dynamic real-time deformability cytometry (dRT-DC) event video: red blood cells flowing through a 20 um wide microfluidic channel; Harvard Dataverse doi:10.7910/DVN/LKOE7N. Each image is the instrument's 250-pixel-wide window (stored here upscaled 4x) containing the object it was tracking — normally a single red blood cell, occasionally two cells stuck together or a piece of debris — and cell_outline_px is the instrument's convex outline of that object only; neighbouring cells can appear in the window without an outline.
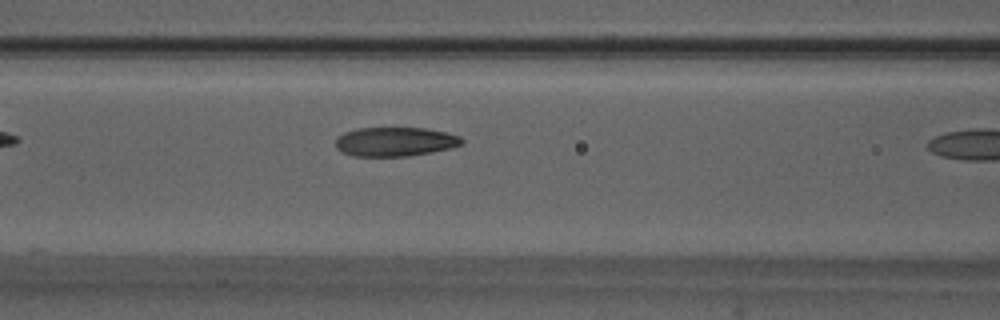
{"species": "Egyptian fruit bat (a non-hibernating species)", "species_latin": "Rousettus aegyptiacus", "temperature_condition": "warm", "stored_images_in_passage": 8, "camera_frame_rate_fps": 3000, "um_per_image_px": 0.085, "animal": {"sex": "male"}, "frame": {"image": 1, "passage_image": 7, "time_ms": 2.0, "image_size_px": [1000, 320], "cell_outline_px": [[464, 140], [460, 144], [452, 148], [408, 156], [352, 156], [336, 148], [336, 140], [344, 132], [356, 128], [424, 128], [444, 132], [460, 136]], "centroid_in_image_um": [33.58, 12.04], "position_along_channel_um": 133.0, "area_um2": 21.27}}